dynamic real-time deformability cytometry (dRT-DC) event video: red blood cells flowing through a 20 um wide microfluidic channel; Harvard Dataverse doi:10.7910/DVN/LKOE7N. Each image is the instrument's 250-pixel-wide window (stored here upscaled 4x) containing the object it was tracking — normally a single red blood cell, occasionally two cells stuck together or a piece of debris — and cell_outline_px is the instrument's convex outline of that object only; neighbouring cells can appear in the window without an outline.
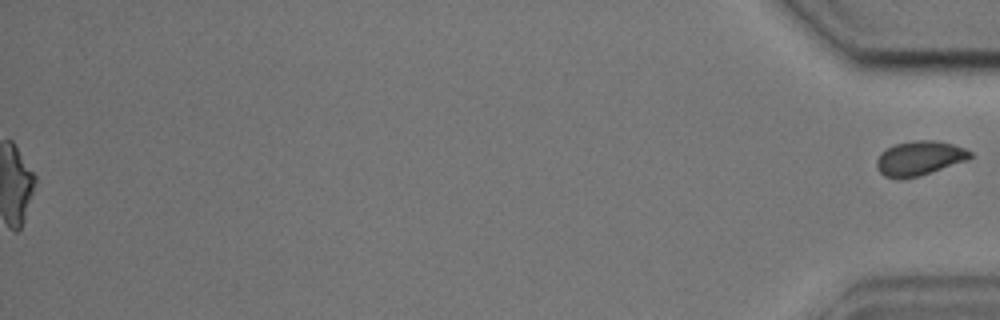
{"species": "common noctule bat (a hibernating species)", "species_latin": "Nyctalus noctula", "temperature_condition": "cold", "stored_images_in_passage": 55, "segment_of_instrument_passage": [2, 2], "camera_frame_rate_fps": 3000, "um_per_image_px": 0.085, "animal": {"sex": "male", "body_mass_g": 17.9, "forearm_length_mm": 54.2}, "frame": {"image": 1, "passage_image": 55, "time_ms": 18.0, "image_size_px": [1000, 320], "cell_outline_px": [[972, 156], [968, 160], [920, 176], [900, 180], [896, 180], [884, 176], [876, 168], [876, 160], [880, 152], [896, 144], [912, 140], [932, 140], [952, 144], [964, 148], [972, 152]], "centroid_in_image_um": [78.12, 13.47], "position_along_channel_um": 357.1, "area_um2": 19.02}}